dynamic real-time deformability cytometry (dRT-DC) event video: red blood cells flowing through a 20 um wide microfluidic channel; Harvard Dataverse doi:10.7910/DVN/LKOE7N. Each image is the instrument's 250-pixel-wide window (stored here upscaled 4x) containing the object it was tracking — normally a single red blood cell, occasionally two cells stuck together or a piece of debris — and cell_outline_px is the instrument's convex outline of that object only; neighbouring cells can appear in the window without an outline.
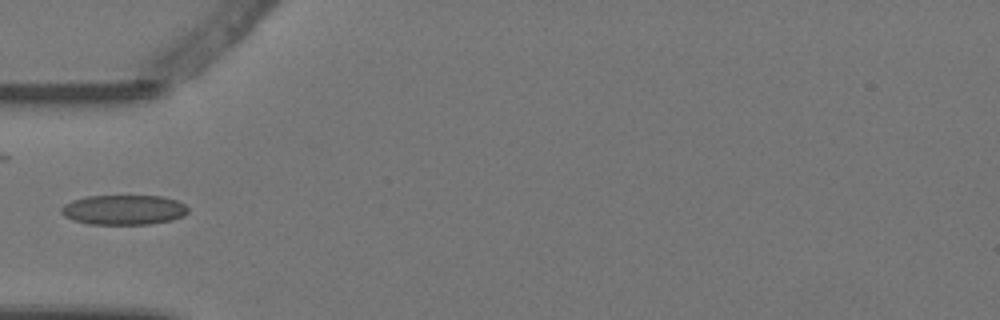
{"species": "Egyptian fruit bat (a non-hibernating species)", "species_latin": "Rousettus aegyptiacus", "temperature_condition": "warm", "stored_images_in_passage": 4, "camera_frame_rate_fps": 3000, "um_per_image_px": 0.085, "animal": {"sex": "female"}, "frame": {"image": 1, "passage_image": 4, "time_ms": 1.0, "image_size_px": [1000, 320], "cell_outline_px": [[188, 212], [184, 216], [172, 220], [148, 224], [88, 224], [72, 220], [64, 216], [60, 212], [60, 208], [64, 204], [72, 200], [88, 196], [160, 196], [176, 200], [184, 204], [188, 208]], "centroid_in_image_um": [10.49, 17.84], "position_along_channel_um": 74.5, "area_um2": 22.14}}